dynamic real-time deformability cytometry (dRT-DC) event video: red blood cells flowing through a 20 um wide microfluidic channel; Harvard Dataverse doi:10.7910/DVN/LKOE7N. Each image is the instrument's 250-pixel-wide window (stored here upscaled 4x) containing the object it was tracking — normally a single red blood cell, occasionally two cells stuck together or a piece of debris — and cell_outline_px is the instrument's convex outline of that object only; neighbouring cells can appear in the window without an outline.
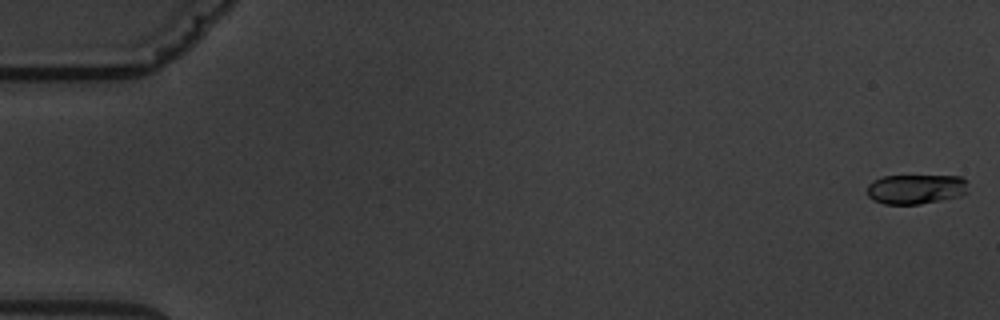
{"species": "common noctule bat (a hibernating species)", "species_latin": "Nyctalus noctula", "temperature_condition": "warm", "stored_images_in_passage": 8, "camera_frame_rate_fps": 3000, "um_per_image_px": 0.085, "animal": {"sex": "male", "body_mass_g": 19.5, "forearm_length_mm": 54.6}, "frame": {"image": 1, "passage_image": 1, "time_ms": 0.0, "image_size_px": [1000, 320], "cell_outline_px": [[968, 192], [960, 196], [920, 204], [884, 204], [872, 200], [868, 196], [868, 184], [872, 180], [884, 176], [960, 176], [964, 180]], "centroid_in_image_um": [77.81, 16.08], "position_along_channel_um": 7.2, "area_um2": 17.46}}
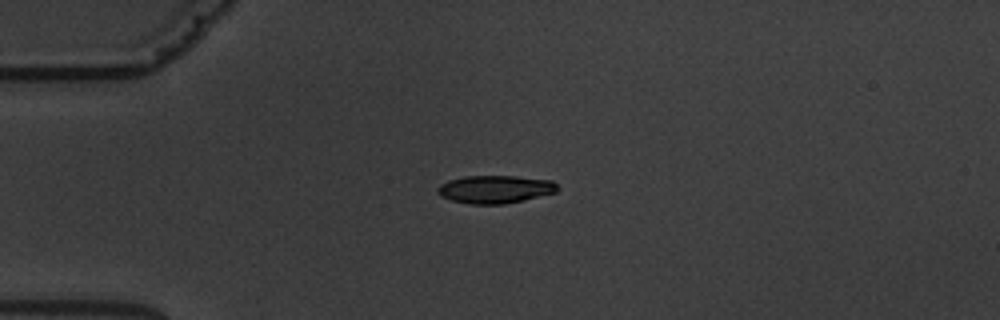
{"frame": {"image": 2, "passage_image": 5, "time_ms": 4.667, "image_size_px": [1000, 320], "cell_outline_px": [[560, 188], [556, 192], [524, 200], [504, 204], [468, 204], [452, 200], [440, 196], [436, 192], [436, 188], [440, 184], [448, 180], [464, 176], [516, 176], [552, 180]], "centroid_in_image_um": [42.07, 16.08], "position_along_channel_um": 42.9, "area_um2": 19.65}}